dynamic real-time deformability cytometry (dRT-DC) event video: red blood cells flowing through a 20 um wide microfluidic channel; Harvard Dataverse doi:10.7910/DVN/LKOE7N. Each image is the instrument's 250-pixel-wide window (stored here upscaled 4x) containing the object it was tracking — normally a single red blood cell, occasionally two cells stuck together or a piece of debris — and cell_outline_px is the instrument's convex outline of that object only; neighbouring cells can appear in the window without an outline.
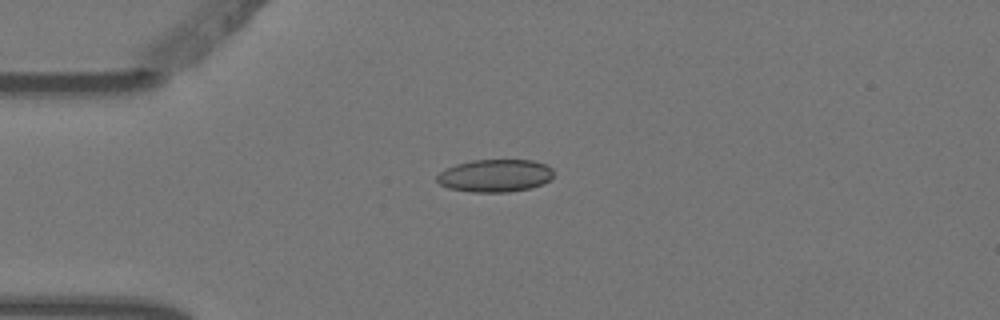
{"species": "Egyptian fruit bat (a non-hibernating species)", "species_latin": "Rousettus aegyptiacus", "temperature_condition": "warm", "stored_images_in_passage": 5, "camera_frame_rate_fps": 3000, "um_per_image_px": 0.085, "animal": {"sex": "female"}, "frame": {"image": 1, "passage_image": 1, "time_ms": 0.0, "image_size_px": [1000, 320], "cell_outline_px": [[552, 176], [544, 184], [528, 188], [508, 192], [472, 192], [448, 188], [440, 184], [436, 180], [436, 176], [440, 172], [456, 164], [472, 160], [532, 160], [544, 164], [552, 168]], "centroid_in_image_um": [42.06, 14.93], "position_along_channel_um": 42.9, "area_um2": 22.08}}
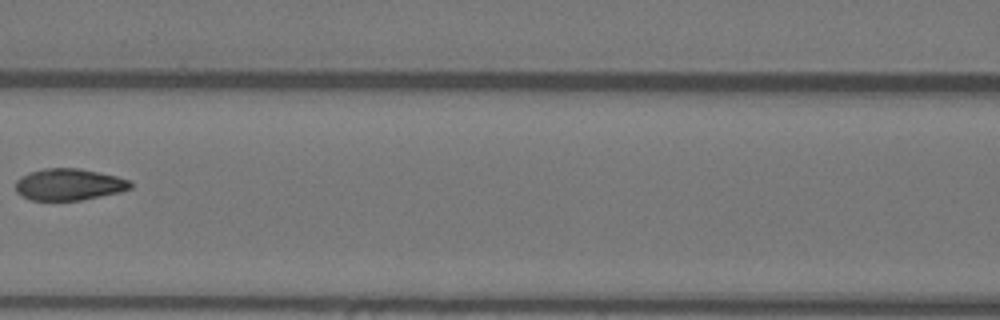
{"frame": {"image": 2, "passage_image": 4, "time_ms": 1.0, "image_size_px": [1000, 320], "cell_outline_px": [[132, 188], [120, 192], [80, 200], [32, 200], [16, 192], [16, 180], [20, 176], [28, 172], [44, 168], [80, 168], [116, 176], [128, 180], [132, 184]], "centroid_in_image_um": [5.84, 15.67], "position_along_channel_um": 160.8, "area_um2": 21.15}}
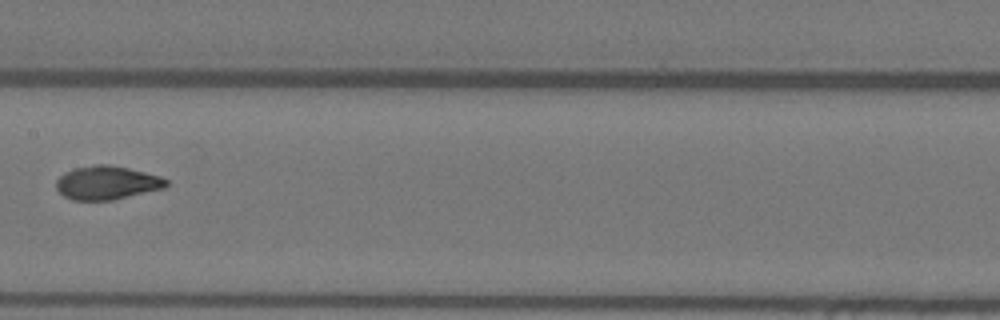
{"frame": {"image": 3, "passage_image": 5, "time_ms": 1.333, "image_size_px": [1000, 320], "cell_outline_px": [[168, 184], [164, 188], [112, 200], [72, 200], [64, 196], [56, 188], [56, 180], [64, 172], [76, 168], [96, 164], [108, 164], [128, 168], [160, 176], [168, 180]], "centroid_in_image_um": [9.07, 15.53], "position_along_channel_um": 198.3, "area_um2": 21.44}}